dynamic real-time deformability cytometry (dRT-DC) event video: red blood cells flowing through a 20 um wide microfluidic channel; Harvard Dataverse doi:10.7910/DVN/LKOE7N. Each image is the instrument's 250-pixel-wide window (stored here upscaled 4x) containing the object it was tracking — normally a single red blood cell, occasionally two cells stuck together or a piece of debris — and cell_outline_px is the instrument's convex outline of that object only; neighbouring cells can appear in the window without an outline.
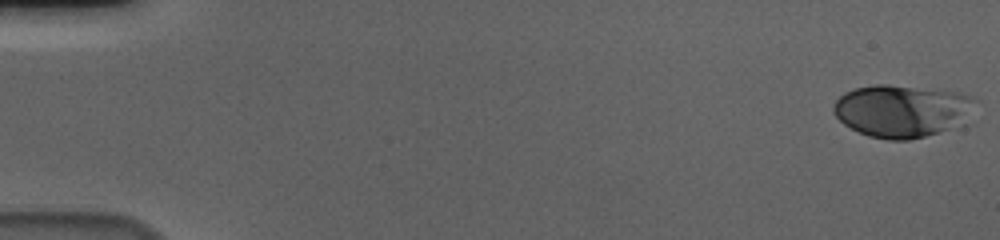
{"species": "human", "species_latin": "Homo sapiens", "temperature_condition": "cold", "stored_images_in_passage": 57, "camera_frame_rate_fps": 3000, "um_per_image_px": 0.085, "donor": {"sex": "male"}, "frame": {"image": 1, "passage_image": 1, "time_ms": 0.0, "image_size_px": [1000, 240], "cell_outline_px": [[980, 100], [964, 128], [908, 140], [888, 140], [868, 136], [844, 124], [832, 112], [832, 108], [836, 100], [844, 92], [856, 88], [876, 84], [888, 84], [956, 92], [972, 96]], "centroid_in_image_um": [76.79, 9.45], "position_along_channel_um": 8.2, "area_um2": 44.51}}
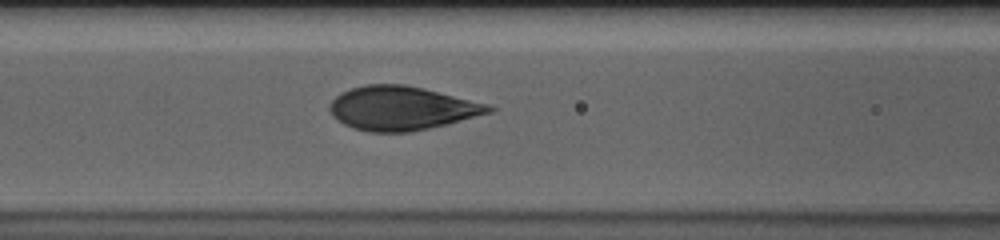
{"frame": {"image": 2, "passage_image": 25, "time_ms": 8.0, "image_size_px": [1000, 240], "cell_outline_px": [[496, 108], [492, 112], [428, 128], [408, 132], [368, 132], [344, 124], [332, 116], [328, 108], [332, 100], [340, 92], [364, 84], [404, 84], [424, 88], [488, 104]], "centroid_in_image_um": [34.1, 9.18], "position_along_channel_um": 132.5, "area_um2": 40.4}}
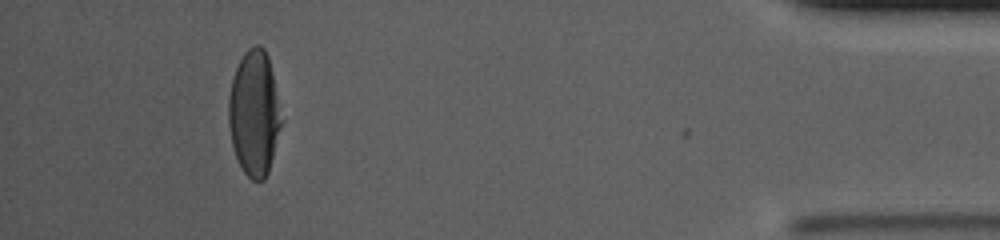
{"frame": {"image": 3, "passage_image": 53, "time_ms": 17.333, "image_size_px": [1000, 240], "cell_outline_px": [[284, 120], [268, 172], [264, 180], [252, 180], [244, 172], [236, 156], [232, 144], [228, 124], [228, 100], [232, 80], [236, 68], [244, 52], [248, 48], [256, 44], [260, 44], [264, 48], [268, 56]], "centroid_in_image_um": [21.63, 9.61], "position_along_channel_um": 413.6, "area_um2": 38.84}, "authors_computed_cell_mechanics": {"area_um2": 40.8068, "velocity_mm_per_s": 3.622, "shape_relaxation_time_tau1_ms": 5.4382, "shape_relaxation_time_tau2_ms": null, "deformation_change_tau1": 0.2088, "deformation_change_tau2": null}}